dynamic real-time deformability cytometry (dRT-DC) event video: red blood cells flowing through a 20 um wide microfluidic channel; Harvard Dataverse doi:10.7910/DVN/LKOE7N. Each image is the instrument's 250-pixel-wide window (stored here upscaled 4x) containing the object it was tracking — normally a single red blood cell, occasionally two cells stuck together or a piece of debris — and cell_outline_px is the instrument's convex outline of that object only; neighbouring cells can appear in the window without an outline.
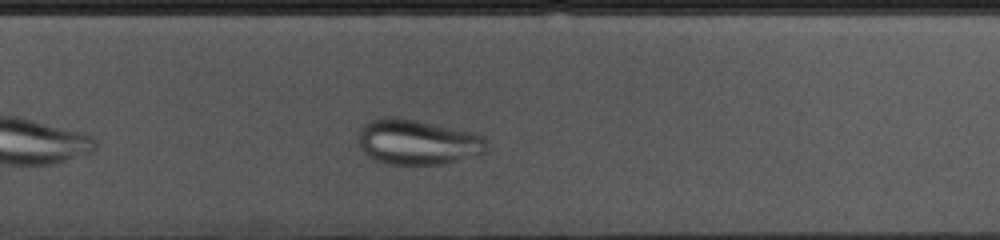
{"species": "common noctule bat (a hibernating species)", "species_latin": "Nyctalus noctula", "temperature_condition": "cold", "stored_images_in_passage": 31, "camera_frame_rate_fps": 3000, "um_per_image_px": 0.085, "animal": {"sex": "female", "body_mass_g": 10.0, "forearm_length_mm": 53.1}, "frame": {"image": 1, "passage_image": 22, "time_ms": 7.0, "image_size_px": [1000, 240], "cell_outline_px": [[484, 152], [456, 160], [440, 164], [388, 164], [376, 160], [364, 152], [360, 144], [360, 128], [368, 120], [384, 116], [392, 116], [416, 120], [472, 132], [484, 136]], "centroid_in_image_um": [35.43, 12.05], "position_along_channel_um": 294.4, "area_um2": 33.18}}